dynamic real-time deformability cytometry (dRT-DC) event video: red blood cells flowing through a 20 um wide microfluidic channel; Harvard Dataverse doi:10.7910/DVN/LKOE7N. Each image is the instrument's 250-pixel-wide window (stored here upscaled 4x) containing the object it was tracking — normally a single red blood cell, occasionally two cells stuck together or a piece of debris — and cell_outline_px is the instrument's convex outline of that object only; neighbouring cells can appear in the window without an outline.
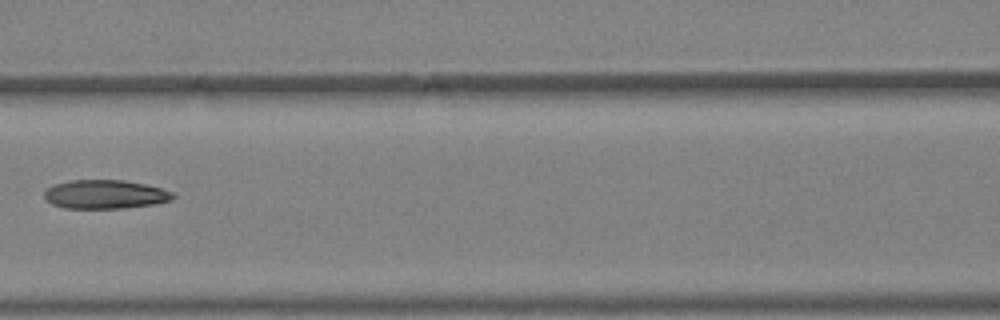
{"species": "Egyptian fruit bat (a non-hibernating species)", "species_latin": "Rousettus aegyptiacus", "temperature_condition": "warm", "stored_images_in_passage": 6, "camera_frame_rate_fps": 3000, "um_per_image_px": 0.085, "animal": {"sex": "female"}, "frame": {"image": 1, "passage_image": 6, "time_ms": 1.667, "image_size_px": [1000, 320], "cell_outline_px": [[176, 196], [172, 200], [156, 204], [124, 208], [64, 208], [52, 204], [44, 196], [44, 192], [48, 188], [56, 184], [72, 180], [124, 180], [144, 184], [160, 188], [172, 192]], "centroid_in_image_um": [8.97, 16.52], "position_along_channel_um": 157.6, "area_um2": 21.5}}